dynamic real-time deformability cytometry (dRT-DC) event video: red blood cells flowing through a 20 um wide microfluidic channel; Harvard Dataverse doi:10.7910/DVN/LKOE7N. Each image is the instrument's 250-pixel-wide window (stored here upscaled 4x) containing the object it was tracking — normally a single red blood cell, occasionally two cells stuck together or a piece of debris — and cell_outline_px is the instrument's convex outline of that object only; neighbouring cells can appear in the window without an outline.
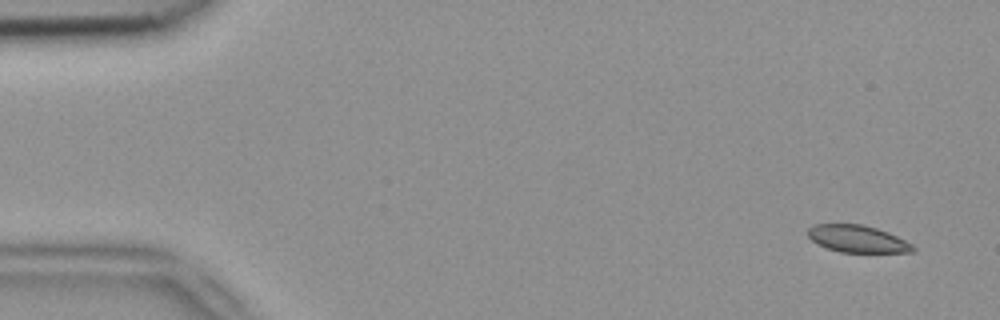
{"species": "common noctule bat (a hibernating species)", "species_latin": "Nyctalus noctula", "temperature_condition": "room temperature", "stored_images_in_passage": 5, "segment_of_instrument_passage": [1, 2], "camera_frame_rate_fps": 3000, "um_per_image_px": 0.085, "animal": {"sex": "female", "body_mass_g": 18.4}, "frame": {"image": 1, "passage_image": 1, "time_ms": 0.0, "image_size_px": [1000, 320], "cell_outline_px": [[916, 248], [912, 252], [840, 252], [828, 248], [812, 240], [808, 236], [808, 228], [816, 224], [864, 224], [888, 232], [912, 244]], "centroid_in_image_um": [72.89, 20.29], "position_along_channel_um": 12.1, "area_um2": 16.42}}
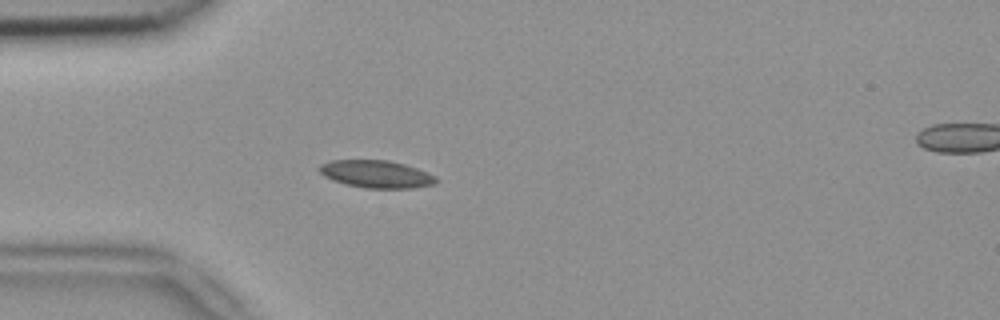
{"frame": {"image": 2, "passage_image": 4, "time_ms": 1.0, "image_size_px": [1000, 320], "cell_outline_px": [[440, 180], [436, 184], [412, 188], [364, 188], [332, 180], [324, 176], [320, 172], [320, 164], [332, 160], [388, 160], [404, 164], [416, 168], [436, 176]], "centroid_in_image_um": [32.02, 14.8], "position_along_channel_um": 53.0, "area_um2": 18.67}}